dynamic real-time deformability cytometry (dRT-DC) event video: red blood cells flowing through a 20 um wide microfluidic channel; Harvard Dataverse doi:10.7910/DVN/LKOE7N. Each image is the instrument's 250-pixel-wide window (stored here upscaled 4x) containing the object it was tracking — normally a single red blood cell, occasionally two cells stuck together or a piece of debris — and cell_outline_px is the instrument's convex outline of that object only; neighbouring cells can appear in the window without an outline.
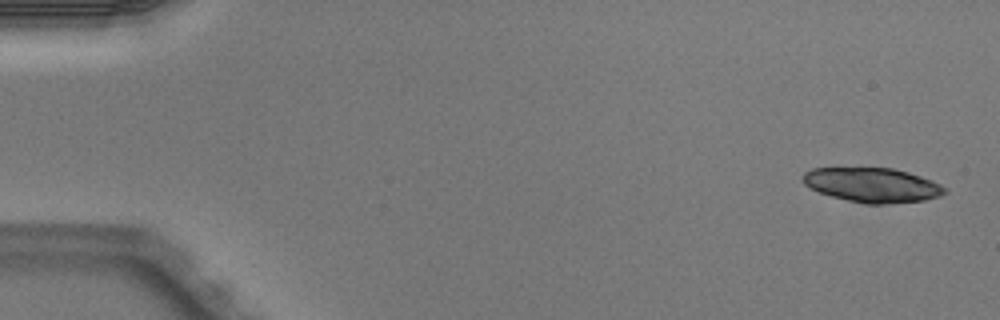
{"species": "Egyptian fruit bat (a non-hibernating species)", "species_latin": "Rousettus aegyptiacus", "temperature_condition": "warm", "stored_images_in_passage": 4, "camera_frame_rate_fps": 3000, "um_per_image_px": 0.085, "animal": {"sex": "male"}, "frame": {"image": 1, "passage_image": 1, "time_ms": 0.0, "image_size_px": [1000, 320], "cell_outline_px": [[948, 192], [940, 196], [924, 200], [880, 204], [864, 204], [832, 196], [820, 192], [804, 184], [804, 172], [812, 168], [892, 168], [908, 172], [932, 180], [940, 184]], "centroid_in_image_um": [74.17, 15.72], "position_along_channel_um": 10.8, "area_um2": 28.21}}
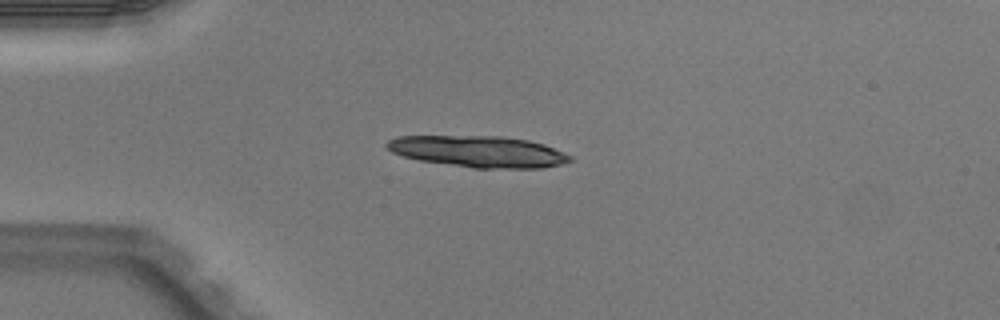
{"frame": {"image": 2, "passage_image": 4, "time_ms": 1.0, "image_size_px": [1000, 320], "cell_outline_px": [[572, 160], [560, 164], [544, 168], [472, 168], [420, 160], [404, 156], [392, 152], [384, 144], [388, 140], [396, 136], [504, 136], [528, 140], [544, 144], [572, 156]], "centroid_in_image_um": [40.67, 12.87], "position_along_channel_um": 44.3, "area_um2": 33.52}}